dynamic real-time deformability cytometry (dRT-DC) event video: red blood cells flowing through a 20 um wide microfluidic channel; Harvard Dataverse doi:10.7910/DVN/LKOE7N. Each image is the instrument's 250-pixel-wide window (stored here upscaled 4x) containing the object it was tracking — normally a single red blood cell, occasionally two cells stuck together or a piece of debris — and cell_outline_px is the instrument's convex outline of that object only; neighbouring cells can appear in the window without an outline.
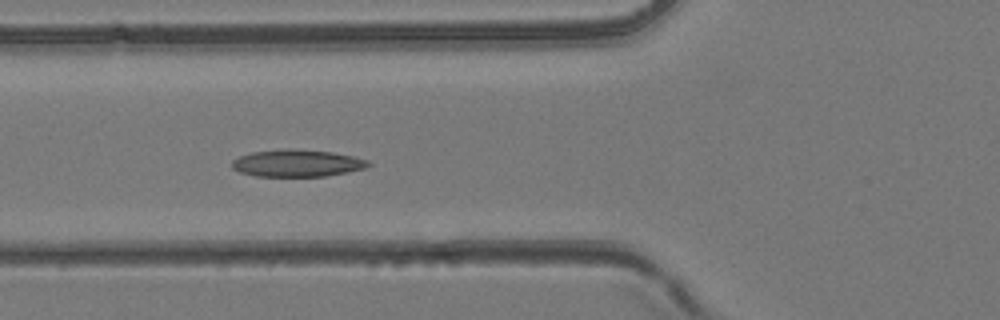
{"species": "common noctule bat (a hibernating species)", "species_latin": "Nyctalus noctula", "temperature_condition": "room temperature", "stored_images_in_passage": 45, "camera_frame_rate_fps": 3000, "um_per_image_px": 0.085, "animal": {"sex": "female", "body_mass_g": 24.6, "forearm_length_mm": 56.2}, "frame": {"image": 1, "passage_image": 17, "time_ms": 5.333, "image_size_px": [1000, 320], "cell_outline_px": [[372, 164], [364, 168], [348, 172], [324, 176], [256, 176], [240, 172], [232, 168], [232, 160], [240, 156], [252, 152], [284, 148], [288, 148], [332, 152], [352, 156], [368, 160]], "centroid_in_image_um": [25.24, 13.86], "position_along_channel_um": 100.6, "area_um2": 21.5}}
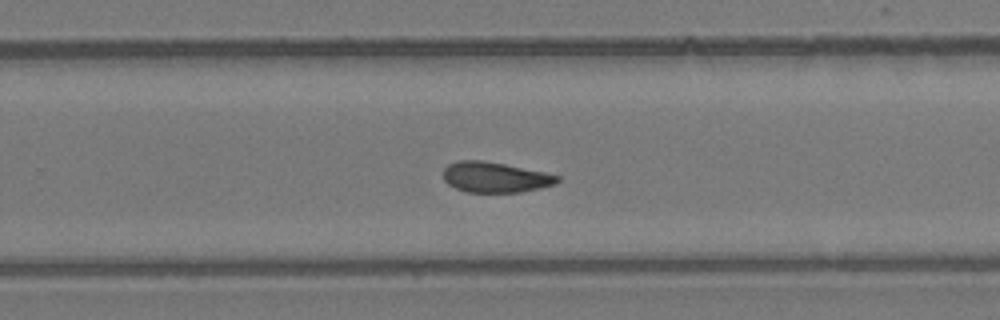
{"frame": {"image": 2, "passage_image": 29, "time_ms": 9.333, "image_size_px": [1000, 320], "cell_outline_px": [[560, 180], [556, 184], [540, 188], [520, 192], [468, 192], [456, 188], [448, 184], [444, 180], [444, 168], [448, 164], [460, 160], [480, 160], [504, 164], [544, 172], [560, 176]], "centroid_in_image_um": [42.09, 15.06], "position_along_channel_um": 287.7, "area_um2": 20.11}}
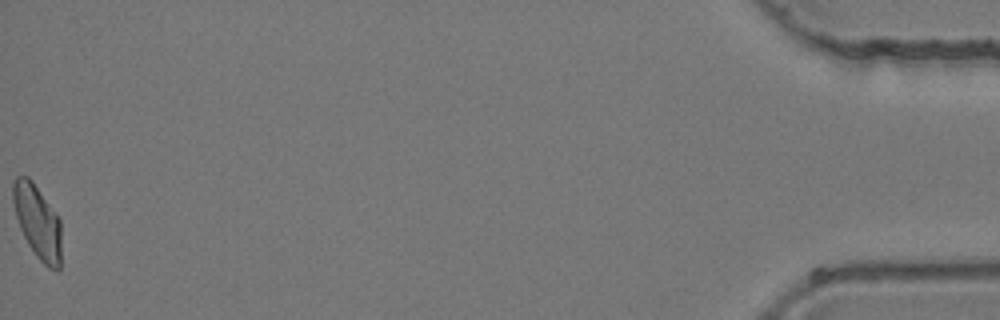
{"frame": {"image": 3, "passage_image": 45, "time_ms": 14.667, "image_size_px": [1000, 320], "cell_outline_px": [[60, 268], [56, 272], [48, 268], [36, 256], [28, 244], [20, 228], [16, 216], [12, 200], [12, 180], [16, 176], [28, 176], [32, 180], [60, 220]], "centroid_in_image_um": [3.16, 18.84], "position_along_channel_um": 432.0, "area_um2": 20.63}}